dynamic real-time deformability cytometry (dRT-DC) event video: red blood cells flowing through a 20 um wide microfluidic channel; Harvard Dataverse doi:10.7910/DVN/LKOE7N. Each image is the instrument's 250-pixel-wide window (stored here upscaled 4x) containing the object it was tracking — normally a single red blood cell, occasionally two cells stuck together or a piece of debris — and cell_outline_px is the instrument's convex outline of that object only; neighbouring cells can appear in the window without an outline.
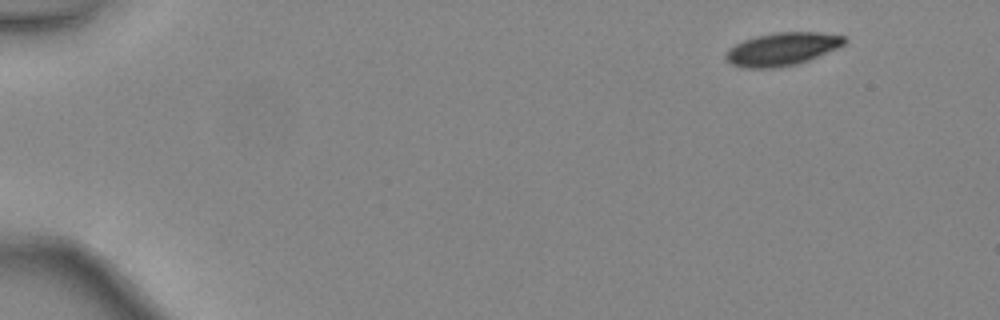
{"species": "common noctule bat (a hibernating species)", "species_latin": "Nyctalus noctula", "temperature_condition": "warm", "stored_images_in_passage": 43, "camera_frame_rate_fps": 3000, "um_per_image_px": 0.085, "animal": {"sex": "female", "body_mass_g": 24.6, "forearm_length_mm": 56.2}, "frame": {"image": 1, "passage_image": 1, "time_ms": 0.0, "image_size_px": [1000, 320], "cell_outline_px": [[848, 40], [844, 44], [836, 48], [808, 60], [796, 64], [776, 68], [744, 68], [732, 64], [724, 56], [728, 48], [744, 40], [756, 36], [776, 32], [820, 32], [844, 36]], "centroid_in_image_um": [66.46, 4.17], "position_along_channel_um": 18.5, "area_um2": 22.66}}
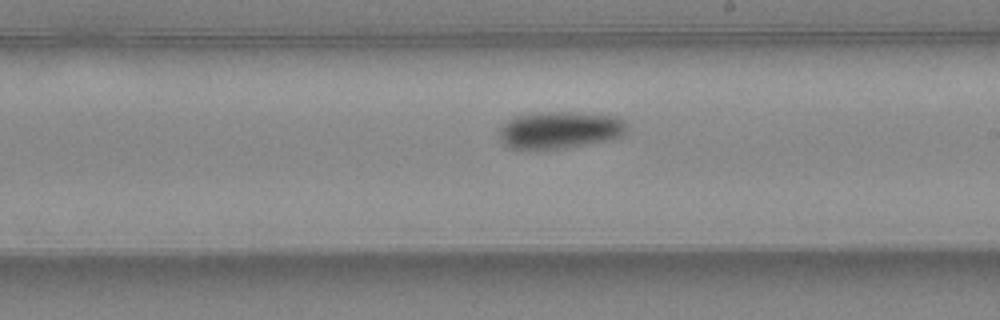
{"frame": {"image": 2, "passage_image": 25, "time_ms": 8.0, "image_size_px": [1000, 320], "cell_outline_px": [[628, 132], [624, 136], [612, 140], [588, 144], [560, 148], [512, 148], [504, 144], [500, 136], [500, 132], [504, 124], [508, 120], [516, 116], [540, 112], [600, 112], [620, 116], [628, 124]], "centroid_in_image_um": [47.76, 11.01], "position_along_channel_um": 241.2, "area_um2": 28.03}}
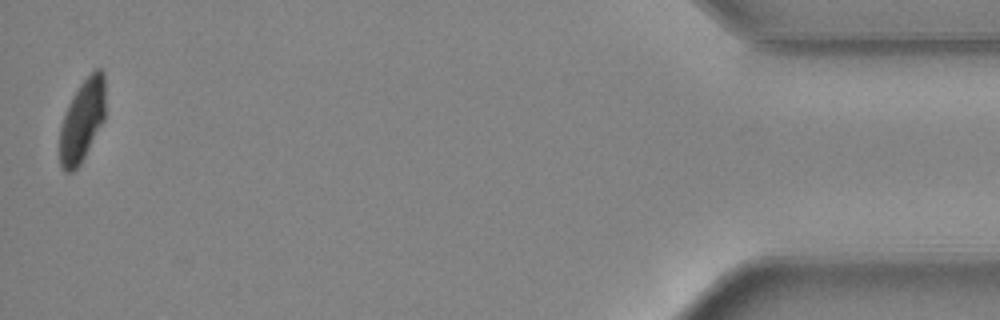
{"frame": {"image": 3, "passage_image": 43, "time_ms": 14.0, "image_size_px": [1000, 320], "cell_outline_px": [[104, 120], [80, 164], [72, 172], [64, 172], [60, 164], [60, 128], [68, 104], [72, 96], [80, 84], [96, 68], [100, 68], [104, 72]], "centroid_in_image_um": [6.98, 10.25], "position_along_channel_um": 428.2, "area_um2": 21.56}, "authors_computed_cell_mechanics": {"area_um2": 25.432, "velocity_mm_per_s": 4.456, "shape_relaxation_time_tau1_ms": 2.6413, "shape_relaxation_time_tau2_ms": null, "deformation_change_tau1": 0.1159, "deformation_change_tau2": null}}